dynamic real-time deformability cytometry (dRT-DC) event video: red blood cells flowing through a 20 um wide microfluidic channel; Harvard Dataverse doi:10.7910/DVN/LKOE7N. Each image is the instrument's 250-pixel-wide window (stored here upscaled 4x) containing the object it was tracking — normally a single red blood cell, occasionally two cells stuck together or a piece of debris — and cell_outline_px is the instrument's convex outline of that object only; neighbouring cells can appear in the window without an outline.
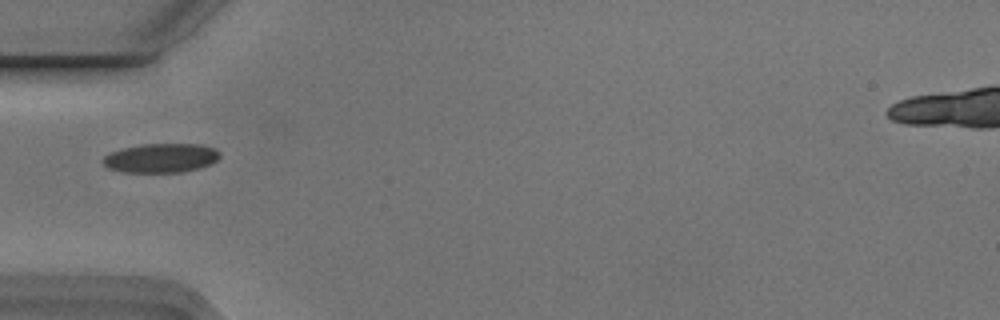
{"species": "Egyptian fruit bat (a non-hibernating species)", "species_latin": "Rousettus aegyptiacus", "temperature_condition": "cold", "stored_images_in_passage": 5, "camera_frame_rate_fps": 3000, "um_per_image_px": 0.085, "animal": {"sex": "male"}, "frame": {"image": 1, "passage_image": 5, "time_ms": 1.333, "image_size_px": [1000, 320], "cell_outline_px": [[220, 156], [212, 164], [180, 172], [124, 172], [108, 168], [100, 160], [104, 156], [112, 152], [124, 148], [144, 144], [200, 144], [216, 148], [220, 152]], "centroid_in_image_um": [13.7, 13.43], "position_along_channel_um": 71.3, "area_um2": 19.77}}